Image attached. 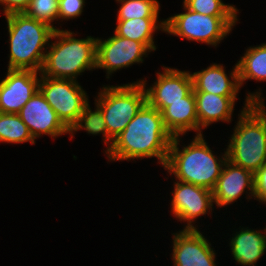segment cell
<instances>
[{
	"mask_svg": "<svg viewBox=\"0 0 266 266\" xmlns=\"http://www.w3.org/2000/svg\"><path fill=\"white\" fill-rule=\"evenodd\" d=\"M121 4L117 11V20L134 18H158L160 4L157 0H116Z\"/></svg>",
	"mask_w": 266,
	"mask_h": 266,
	"instance_id": "cell-24",
	"label": "cell"
},
{
	"mask_svg": "<svg viewBox=\"0 0 266 266\" xmlns=\"http://www.w3.org/2000/svg\"><path fill=\"white\" fill-rule=\"evenodd\" d=\"M230 252L242 266H255L266 251V227L263 230L241 228L230 238Z\"/></svg>",
	"mask_w": 266,
	"mask_h": 266,
	"instance_id": "cell-19",
	"label": "cell"
},
{
	"mask_svg": "<svg viewBox=\"0 0 266 266\" xmlns=\"http://www.w3.org/2000/svg\"><path fill=\"white\" fill-rule=\"evenodd\" d=\"M85 3V0H59L58 19L63 22L80 17Z\"/></svg>",
	"mask_w": 266,
	"mask_h": 266,
	"instance_id": "cell-27",
	"label": "cell"
},
{
	"mask_svg": "<svg viewBox=\"0 0 266 266\" xmlns=\"http://www.w3.org/2000/svg\"><path fill=\"white\" fill-rule=\"evenodd\" d=\"M70 30H55L49 42L41 76L54 79H72L85 70L96 69L97 38L87 36L85 39L75 38ZM51 43V44H50Z\"/></svg>",
	"mask_w": 266,
	"mask_h": 266,
	"instance_id": "cell-4",
	"label": "cell"
},
{
	"mask_svg": "<svg viewBox=\"0 0 266 266\" xmlns=\"http://www.w3.org/2000/svg\"><path fill=\"white\" fill-rule=\"evenodd\" d=\"M114 33L120 37L143 43L151 52L157 49L154 44V34L165 31V20L158 18H134L130 20H117Z\"/></svg>",
	"mask_w": 266,
	"mask_h": 266,
	"instance_id": "cell-20",
	"label": "cell"
},
{
	"mask_svg": "<svg viewBox=\"0 0 266 266\" xmlns=\"http://www.w3.org/2000/svg\"><path fill=\"white\" fill-rule=\"evenodd\" d=\"M95 110L92 111L89 102L84 106L82 113L78 117L76 123L69 129L70 139L74 133L79 130H85L88 134H102L106 147L105 153L112 147L114 140L108 135L104 115L97 104Z\"/></svg>",
	"mask_w": 266,
	"mask_h": 266,
	"instance_id": "cell-22",
	"label": "cell"
},
{
	"mask_svg": "<svg viewBox=\"0 0 266 266\" xmlns=\"http://www.w3.org/2000/svg\"><path fill=\"white\" fill-rule=\"evenodd\" d=\"M263 98L260 89L247 93L226 148L227 160L252 173L266 165V107Z\"/></svg>",
	"mask_w": 266,
	"mask_h": 266,
	"instance_id": "cell-2",
	"label": "cell"
},
{
	"mask_svg": "<svg viewBox=\"0 0 266 266\" xmlns=\"http://www.w3.org/2000/svg\"><path fill=\"white\" fill-rule=\"evenodd\" d=\"M254 200L266 204V165L254 173Z\"/></svg>",
	"mask_w": 266,
	"mask_h": 266,
	"instance_id": "cell-28",
	"label": "cell"
},
{
	"mask_svg": "<svg viewBox=\"0 0 266 266\" xmlns=\"http://www.w3.org/2000/svg\"><path fill=\"white\" fill-rule=\"evenodd\" d=\"M95 104L101 109L108 135L114 140L147 103L142 83L103 85Z\"/></svg>",
	"mask_w": 266,
	"mask_h": 266,
	"instance_id": "cell-6",
	"label": "cell"
},
{
	"mask_svg": "<svg viewBox=\"0 0 266 266\" xmlns=\"http://www.w3.org/2000/svg\"><path fill=\"white\" fill-rule=\"evenodd\" d=\"M18 115L27 125L34 139L41 137L43 134L51 136L53 139L63 134H69V129L59 119L40 90L34 93L21 108Z\"/></svg>",
	"mask_w": 266,
	"mask_h": 266,
	"instance_id": "cell-14",
	"label": "cell"
},
{
	"mask_svg": "<svg viewBox=\"0 0 266 266\" xmlns=\"http://www.w3.org/2000/svg\"><path fill=\"white\" fill-rule=\"evenodd\" d=\"M172 237L174 266H216L217 253L198 229H181Z\"/></svg>",
	"mask_w": 266,
	"mask_h": 266,
	"instance_id": "cell-12",
	"label": "cell"
},
{
	"mask_svg": "<svg viewBox=\"0 0 266 266\" xmlns=\"http://www.w3.org/2000/svg\"><path fill=\"white\" fill-rule=\"evenodd\" d=\"M172 191L171 212L178 221L186 222L183 229H199L195 220L212 212V190L177 180ZM211 211V212H210ZM197 227V228H196Z\"/></svg>",
	"mask_w": 266,
	"mask_h": 266,
	"instance_id": "cell-11",
	"label": "cell"
},
{
	"mask_svg": "<svg viewBox=\"0 0 266 266\" xmlns=\"http://www.w3.org/2000/svg\"><path fill=\"white\" fill-rule=\"evenodd\" d=\"M212 192L214 203L220 208L233 204L245 192L248 199H253L254 173L227 160Z\"/></svg>",
	"mask_w": 266,
	"mask_h": 266,
	"instance_id": "cell-15",
	"label": "cell"
},
{
	"mask_svg": "<svg viewBox=\"0 0 266 266\" xmlns=\"http://www.w3.org/2000/svg\"><path fill=\"white\" fill-rule=\"evenodd\" d=\"M229 76L223 64L213 63L201 71L191 73L194 92H208L221 96H237L241 88L237 63Z\"/></svg>",
	"mask_w": 266,
	"mask_h": 266,
	"instance_id": "cell-16",
	"label": "cell"
},
{
	"mask_svg": "<svg viewBox=\"0 0 266 266\" xmlns=\"http://www.w3.org/2000/svg\"><path fill=\"white\" fill-rule=\"evenodd\" d=\"M163 123L172 137L186 135L189 131L199 135L196 98L192 90L182 101H176L167 106L162 112Z\"/></svg>",
	"mask_w": 266,
	"mask_h": 266,
	"instance_id": "cell-17",
	"label": "cell"
},
{
	"mask_svg": "<svg viewBox=\"0 0 266 266\" xmlns=\"http://www.w3.org/2000/svg\"><path fill=\"white\" fill-rule=\"evenodd\" d=\"M180 139V136L173 137L164 169L176 180L213 190L227 161V151L221 158L214 155L203 134L195 135L182 150Z\"/></svg>",
	"mask_w": 266,
	"mask_h": 266,
	"instance_id": "cell-3",
	"label": "cell"
},
{
	"mask_svg": "<svg viewBox=\"0 0 266 266\" xmlns=\"http://www.w3.org/2000/svg\"><path fill=\"white\" fill-rule=\"evenodd\" d=\"M194 95L199 135L214 122H231L237 96H221L208 92H194Z\"/></svg>",
	"mask_w": 266,
	"mask_h": 266,
	"instance_id": "cell-18",
	"label": "cell"
},
{
	"mask_svg": "<svg viewBox=\"0 0 266 266\" xmlns=\"http://www.w3.org/2000/svg\"><path fill=\"white\" fill-rule=\"evenodd\" d=\"M172 139L161 112L146 103L114 139L106 155L109 161L156 157L164 167Z\"/></svg>",
	"mask_w": 266,
	"mask_h": 266,
	"instance_id": "cell-1",
	"label": "cell"
},
{
	"mask_svg": "<svg viewBox=\"0 0 266 266\" xmlns=\"http://www.w3.org/2000/svg\"><path fill=\"white\" fill-rule=\"evenodd\" d=\"M59 0H30V3L24 13L36 19L37 21L46 23L54 30L59 28L54 26V21L58 20Z\"/></svg>",
	"mask_w": 266,
	"mask_h": 266,
	"instance_id": "cell-25",
	"label": "cell"
},
{
	"mask_svg": "<svg viewBox=\"0 0 266 266\" xmlns=\"http://www.w3.org/2000/svg\"><path fill=\"white\" fill-rule=\"evenodd\" d=\"M30 0H0V6H3V14L8 15L12 13H23Z\"/></svg>",
	"mask_w": 266,
	"mask_h": 266,
	"instance_id": "cell-29",
	"label": "cell"
},
{
	"mask_svg": "<svg viewBox=\"0 0 266 266\" xmlns=\"http://www.w3.org/2000/svg\"><path fill=\"white\" fill-rule=\"evenodd\" d=\"M0 142L21 144L31 142L35 144L29 128L18 114L0 113Z\"/></svg>",
	"mask_w": 266,
	"mask_h": 266,
	"instance_id": "cell-23",
	"label": "cell"
},
{
	"mask_svg": "<svg viewBox=\"0 0 266 266\" xmlns=\"http://www.w3.org/2000/svg\"><path fill=\"white\" fill-rule=\"evenodd\" d=\"M163 72L156 73V81L147 87V80L140 79L134 83H142L146 92V102L149 106L162 112L176 101H182L193 90V79L190 71L164 67Z\"/></svg>",
	"mask_w": 266,
	"mask_h": 266,
	"instance_id": "cell-10",
	"label": "cell"
},
{
	"mask_svg": "<svg viewBox=\"0 0 266 266\" xmlns=\"http://www.w3.org/2000/svg\"><path fill=\"white\" fill-rule=\"evenodd\" d=\"M40 72L7 69L0 81V112L18 114L28 100L39 90Z\"/></svg>",
	"mask_w": 266,
	"mask_h": 266,
	"instance_id": "cell-13",
	"label": "cell"
},
{
	"mask_svg": "<svg viewBox=\"0 0 266 266\" xmlns=\"http://www.w3.org/2000/svg\"><path fill=\"white\" fill-rule=\"evenodd\" d=\"M183 4L193 12L209 16H237L239 10L222 0H184Z\"/></svg>",
	"mask_w": 266,
	"mask_h": 266,
	"instance_id": "cell-26",
	"label": "cell"
},
{
	"mask_svg": "<svg viewBox=\"0 0 266 266\" xmlns=\"http://www.w3.org/2000/svg\"><path fill=\"white\" fill-rule=\"evenodd\" d=\"M237 67L241 87L249 79L266 81V43L248 47Z\"/></svg>",
	"mask_w": 266,
	"mask_h": 266,
	"instance_id": "cell-21",
	"label": "cell"
},
{
	"mask_svg": "<svg viewBox=\"0 0 266 266\" xmlns=\"http://www.w3.org/2000/svg\"><path fill=\"white\" fill-rule=\"evenodd\" d=\"M149 52L143 43L115 33L105 40L97 37L96 69L106 70V78L109 79L112 73L122 68L143 63V57H147Z\"/></svg>",
	"mask_w": 266,
	"mask_h": 266,
	"instance_id": "cell-9",
	"label": "cell"
},
{
	"mask_svg": "<svg viewBox=\"0 0 266 266\" xmlns=\"http://www.w3.org/2000/svg\"><path fill=\"white\" fill-rule=\"evenodd\" d=\"M183 7L185 12L164 19V32L188 41L217 47L238 22V16H209L193 12L184 4Z\"/></svg>",
	"mask_w": 266,
	"mask_h": 266,
	"instance_id": "cell-7",
	"label": "cell"
},
{
	"mask_svg": "<svg viewBox=\"0 0 266 266\" xmlns=\"http://www.w3.org/2000/svg\"><path fill=\"white\" fill-rule=\"evenodd\" d=\"M5 18L10 49L7 69L40 72L55 30L46 23L27 16L24 12L8 14Z\"/></svg>",
	"mask_w": 266,
	"mask_h": 266,
	"instance_id": "cell-5",
	"label": "cell"
},
{
	"mask_svg": "<svg viewBox=\"0 0 266 266\" xmlns=\"http://www.w3.org/2000/svg\"><path fill=\"white\" fill-rule=\"evenodd\" d=\"M39 90L68 129L76 123L89 102L86 91L78 81L72 79H54L40 75Z\"/></svg>",
	"mask_w": 266,
	"mask_h": 266,
	"instance_id": "cell-8",
	"label": "cell"
}]
</instances>
